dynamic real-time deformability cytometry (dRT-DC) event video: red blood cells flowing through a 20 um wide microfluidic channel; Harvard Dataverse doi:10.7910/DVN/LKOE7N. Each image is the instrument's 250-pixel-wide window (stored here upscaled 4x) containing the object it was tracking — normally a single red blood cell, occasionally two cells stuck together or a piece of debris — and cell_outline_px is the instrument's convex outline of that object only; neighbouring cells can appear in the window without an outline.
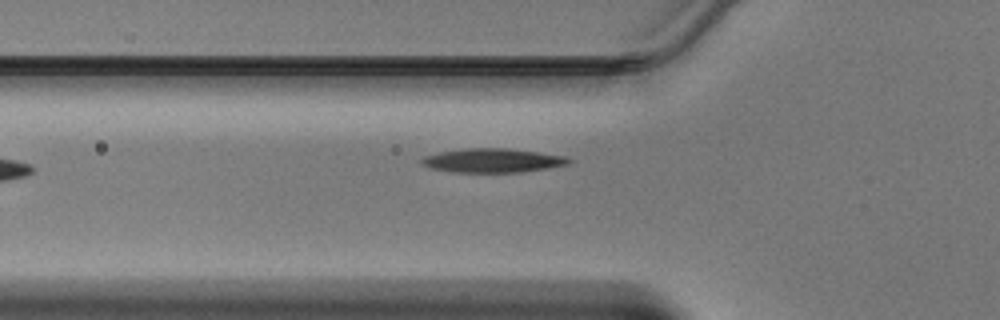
{"species": "Egyptian fruit bat (a non-hibernating species)", "species_latin": "Rousettus aegyptiacus", "temperature_condition": "warm", "stored_images_in_passage": 18, "camera_frame_rate_fps": 3000, "um_per_image_px": 0.085, "animal": {"sex": "male"}, "frame": {"image": 1, "passage_image": 3, "time_ms": 0.667, "image_size_px": [1000, 320], "cell_outline_px": [[572, 160], [568, 164], [548, 168], [520, 172], [456, 172], [432, 168], [424, 164], [420, 160], [424, 156], [440, 152], [468, 148], [504, 148], [536, 152], [564, 156]], "centroid_in_image_um": [41.88, 13.64], "position_along_channel_um": 83.9, "area_um2": 20.17}}
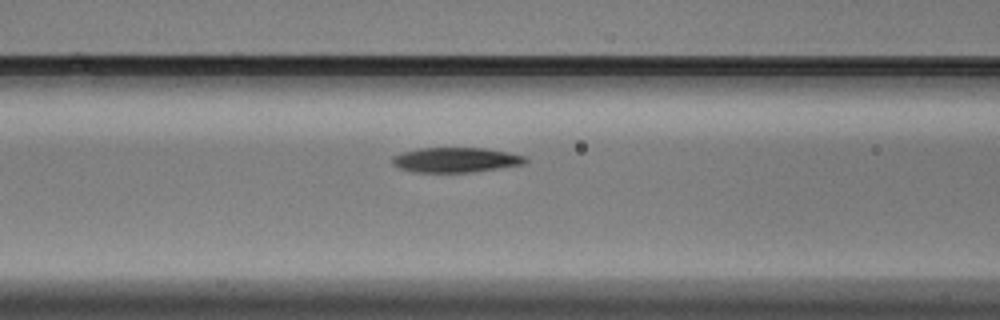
{"frame": {"image": 2, "passage_image": 6, "time_ms": 1.667, "image_size_px": [1000, 320], "cell_outline_px": [[528, 160], [524, 164], [500, 168], [468, 172], [416, 172], [400, 168], [392, 164], [392, 156], [400, 152], [420, 148], [484, 148], [508, 152], [528, 156]], "centroid_in_image_um": [38.75, 13.58], "position_along_channel_um": 127.9, "area_um2": 19.36}}